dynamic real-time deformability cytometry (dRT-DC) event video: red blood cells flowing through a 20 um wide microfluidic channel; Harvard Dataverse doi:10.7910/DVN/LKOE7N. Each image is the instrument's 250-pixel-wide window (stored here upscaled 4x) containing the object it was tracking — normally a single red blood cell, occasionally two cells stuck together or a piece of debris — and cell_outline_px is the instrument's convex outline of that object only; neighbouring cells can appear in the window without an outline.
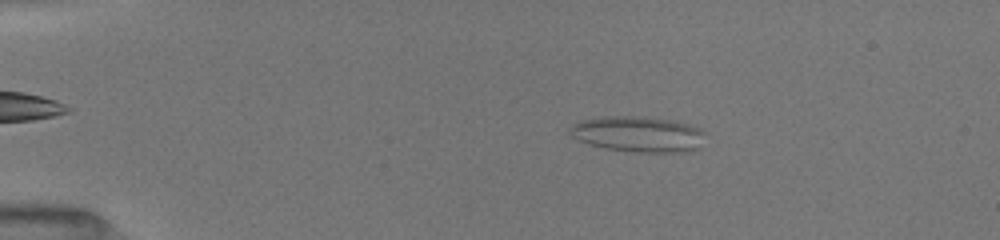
{"species": "common noctule bat (a hibernating species)", "species_latin": "Nyctalus noctula", "temperature_condition": "room temperature", "stored_images_in_passage": 39, "camera_frame_rate_fps": 3000, "um_per_image_px": 0.085, "animal": {"sex": "female", "body_mass_g": 19.5, "forearm_length_mm": 54.1}, "frame": {"image": 1, "passage_image": 4, "time_ms": 2.333, "image_size_px": [1000, 240], "cell_outline_px": [[704, 132], [696, 148], [692, 152], [636, 152], [604, 148], [588, 144], [572, 136], [568, 132], [568, 128], [572, 124], [580, 120], [612, 116], [632, 116], [668, 120], [700, 128]], "centroid_in_image_um": [54.16, 11.41], "position_along_channel_um": 30.8, "area_um2": 27.69}}
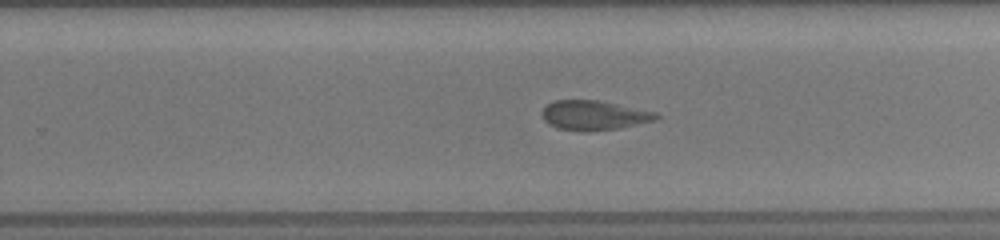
{"frame": {"image": 2, "passage_image": 27, "time_ms": 10.333, "image_size_px": [1000, 240], "cell_outline_px": [[660, 116], [656, 120], [620, 128], [584, 132], [556, 128], [548, 124], [544, 120], [540, 112], [552, 100], [600, 100], [656, 112]], "centroid_in_image_um": [50.47, 9.8], "position_along_channel_um": 279.3, "area_um2": 19.88}}
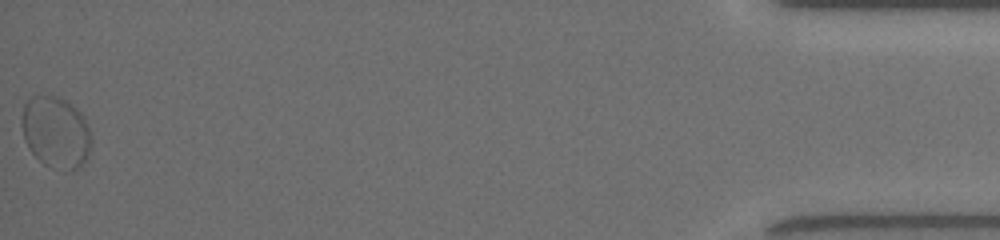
{"frame": {"image": 3, "passage_image": 39, "time_ms": 16.333, "image_size_px": [1000, 240], "cell_outline_px": [[92, 140], [88, 156], [80, 168], [72, 172], [44, 164], [32, 152], [24, 140], [20, 120], [24, 104], [32, 96], [56, 96], [68, 100], [84, 116], [92, 136]], "centroid_in_image_um": [4.76, 11.24], "position_along_channel_um": 430.4, "area_um2": 29.42}, "authors_computed_cell_mechanics": {"area_um2": 20.0566, "velocity_mm_per_s": 3.9787, "shape_relaxation_time_tau1_ms": 6.0204, "shape_relaxation_time_tau2_ms": 1.1428, "deformation_change_tau1": 0.1266, "deformation_change_tau2": 0.0831}}